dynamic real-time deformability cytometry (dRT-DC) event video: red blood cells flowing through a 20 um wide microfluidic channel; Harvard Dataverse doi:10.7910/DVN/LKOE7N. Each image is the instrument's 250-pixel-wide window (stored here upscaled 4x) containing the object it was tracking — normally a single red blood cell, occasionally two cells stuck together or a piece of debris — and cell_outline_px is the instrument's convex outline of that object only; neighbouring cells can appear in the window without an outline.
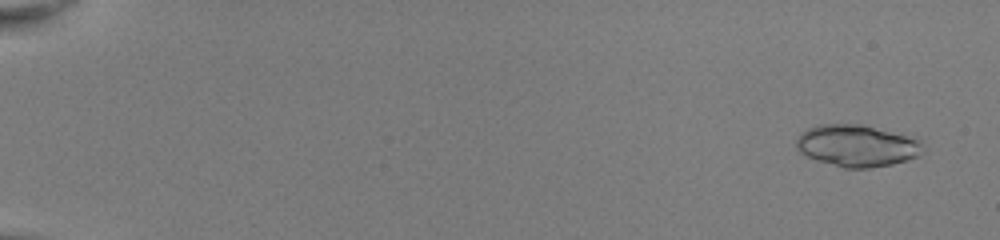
{"species": "common noctule bat (a hibernating species)", "species_latin": "Nyctalus noctula", "temperature_condition": "room temperature", "stored_images_in_passage": 52, "camera_frame_rate_fps": 3000, "um_per_image_px": 0.085, "animal": {"sex": "female", "body_mass_g": 22.0, "forearm_length_mm": 56.7}, "frame": {"image": 1, "passage_image": 3, "time_ms": 0.667, "image_size_px": [1000, 240], "cell_outline_px": [[916, 156], [892, 164], [868, 168], [844, 168], [808, 156], [800, 152], [796, 144], [796, 140], [804, 132], [812, 128], [824, 124], [860, 124], [904, 136], [916, 140]], "centroid_in_image_um": [72.72, 12.39], "position_along_channel_um": 12.3, "area_um2": 29.13}}
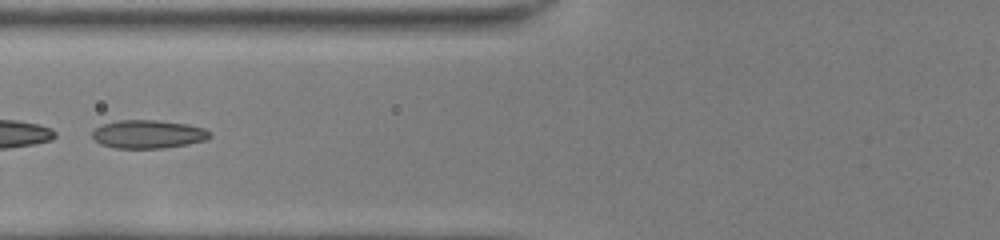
{"frame": {"image": 2, "passage_image": 24, "time_ms": 7.667, "image_size_px": [1000, 240], "cell_outline_px": [[212, 136], [204, 140], [188, 144], [160, 148], [116, 148], [100, 144], [92, 136], [92, 132], [96, 128], [104, 124], [120, 120], [156, 120], [188, 124], [204, 128]], "centroid_in_image_um": [12.59, 11.4], "position_along_channel_um": 113.2, "area_um2": 19.19}}
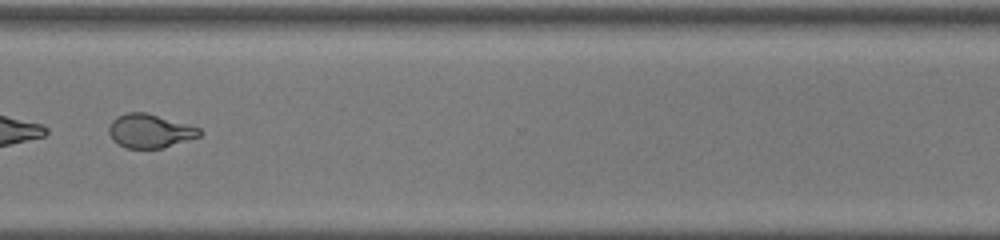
{"frame": {"image": 3, "passage_image": 42, "time_ms": 13.667, "image_size_px": [1000, 240], "cell_outline_px": [[204, 132], [200, 136], [164, 148], [124, 148], [116, 144], [112, 140], [108, 132], [108, 128], [112, 120], [116, 116], [128, 112], [148, 112], [200, 128]], "centroid_in_image_um": [12.72, 11.13], "position_along_channel_um": 357.9, "area_um2": 18.15}, "authors_computed_cell_mechanics": {"area_um2": 28.5532, "velocity_mm_per_s": 4.0731, "shape_relaxation_time_tau1_ms": null, "shape_relaxation_time_tau2_ms": 1.1757, "deformation_change_tau1": null, "deformation_change_tau2": 0.0762}}